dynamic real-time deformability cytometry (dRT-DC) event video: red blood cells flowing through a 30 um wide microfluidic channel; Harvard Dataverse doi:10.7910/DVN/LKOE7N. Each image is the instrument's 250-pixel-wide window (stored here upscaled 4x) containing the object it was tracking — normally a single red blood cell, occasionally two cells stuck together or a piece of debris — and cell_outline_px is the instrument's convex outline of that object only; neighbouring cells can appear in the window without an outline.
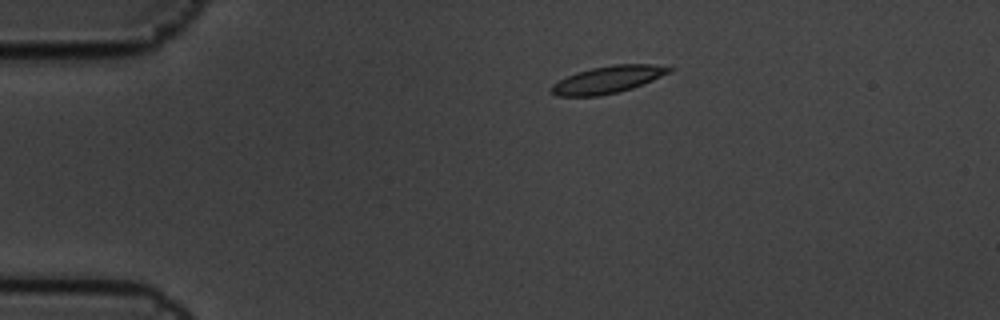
{"species": "common noctule bat (a hibernating species)", "species_latin": "Nyctalus noctula", "temperature_condition": "cold", "stored_images_in_passage": 2, "camera_frame_rate_fps": 3000, "um_per_image_px": 0.085, "animal": {"sex": "male", "body_mass_g": 19.5, "forearm_length_mm": 54.6}, "frame": {"image": 1, "passage_image": 1, "time_ms": 0.0, "image_size_px": [1000, 320], "cell_outline_px": [[676, 68], [672, 72], [632, 88], [620, 92], [600, 96], [556, 96], [552, 92], [552, 84], [576, 72], [592, 68], [612, 64], [652, 64]], "centroid_in_image_um": [51.71, 6.76], "position_along_channel_um": 33.3, "area_um2": 18.67}}